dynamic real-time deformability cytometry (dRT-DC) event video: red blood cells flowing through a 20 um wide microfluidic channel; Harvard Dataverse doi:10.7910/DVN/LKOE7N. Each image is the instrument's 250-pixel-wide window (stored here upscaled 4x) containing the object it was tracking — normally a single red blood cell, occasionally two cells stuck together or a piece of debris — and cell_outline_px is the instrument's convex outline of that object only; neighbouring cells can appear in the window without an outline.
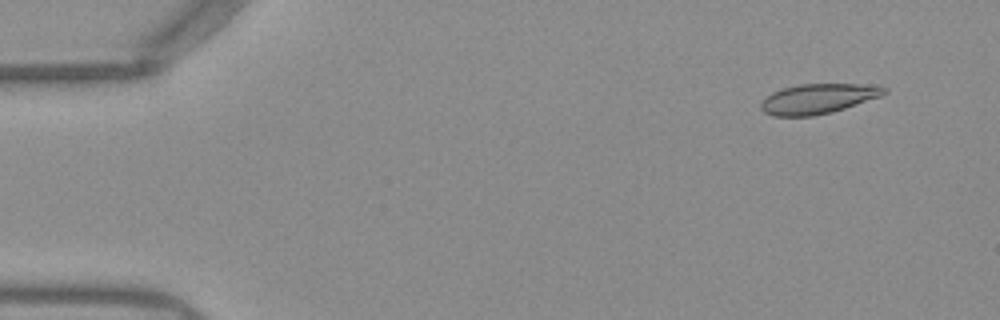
{"species": "Egyptian fruit bat (a non-hibernating species)", "species_latin": "Rousettus aegyptiacus", "temperature_condition": "warm", "stored_images_in_passage": 50, "camera_frame_rate_fps": 3000, "um_per_image_px": 0.085, "frame": {"image": 1, "passage_image": 3, "time_ms": 0.667, "image_size_px": [1000, 320], "cell_outline_px": [[888, 92], [880, 96], [832, 112], [812, 116], [772, 116], [764, 112], [760, 108], [760, 104], [772, 92], [780, 88], [800, 84], [880, 84], [888, 88]], "centroid_in_image_um": [69.56, 8.38], "position_along_channel_um": 15.4, "area_um2": 21.62}}
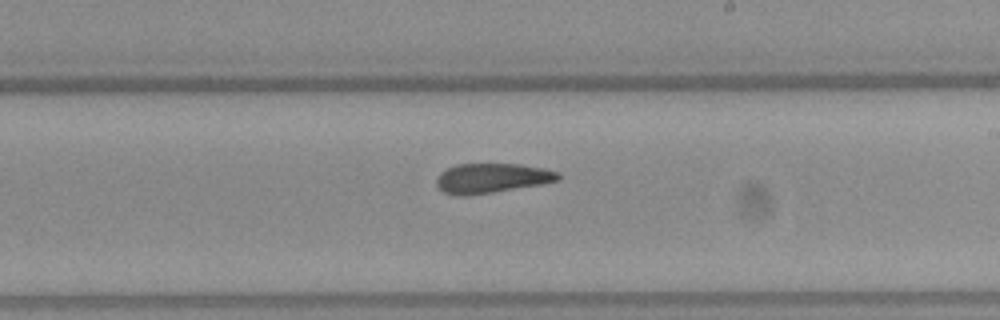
{"frame": {"image": 2, "passage_image": 29, "time_ms": 9.333, "image_size_px": [1000, 320], "cell_outline_px": [[560, 180], [544, 184], [492, 192], [464, 196], [456, 196], [444, 192], [436, 184], [436, 180], [440, 172], [456, 164], [520, 164], [544, 168], [560, 172]], "centroid_in_image_um": [41.83, 15.14], "position_along_channel_um": 247.2, "area_um2": 21.15}}
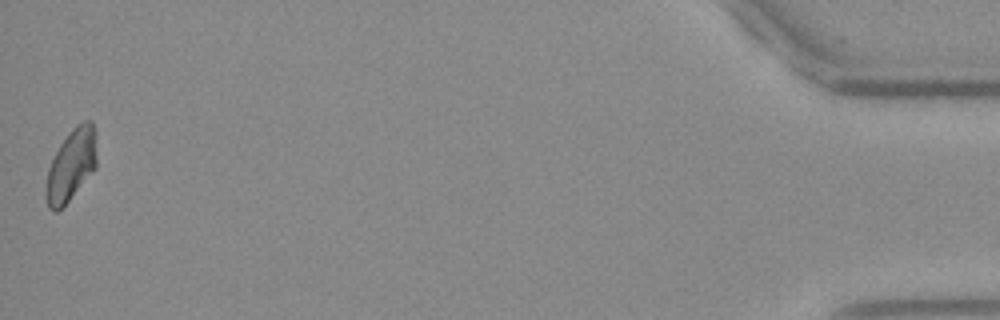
{"frame": {"image": 3, "passage_image": 50, "time_ms": 16.333, "image_size_px": [1000, 320], "cell_outline_px": [[96, 168], [68, 200], [56, 212], [52, 212], [48, 208], [44, 196], [44, 192], [48, 168], [60, 144], [68, 132], [76, 124], [84, 120], [92, 120], [96, 132]], "centroid_in_image_um": [6.04, 14.0], "position_along_channel_um": 429.2, "area_um2": 21.39}, "authors_computed_cell_mechanics": {"area_um2": 21.5305, "velocity_mm_per_s": 3.9396, "shape_relaxation_time_tau1_ms": null, "shape_relaxation_time_tau2_ms": 1.3595, "deformation_change_tau1": null, "deformation_change_tau2": 0.0703}}